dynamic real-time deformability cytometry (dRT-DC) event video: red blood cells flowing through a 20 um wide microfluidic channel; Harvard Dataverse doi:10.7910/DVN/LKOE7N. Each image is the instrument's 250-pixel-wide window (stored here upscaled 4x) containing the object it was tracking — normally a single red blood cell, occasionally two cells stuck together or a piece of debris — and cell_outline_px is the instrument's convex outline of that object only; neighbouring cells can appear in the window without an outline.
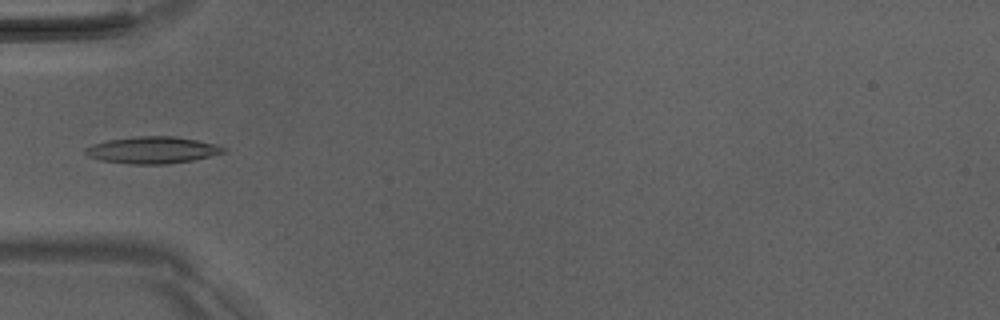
{"species": "Egyptian fruit bat (a non-hibernating species)", "species_latin": "Rousettus aegyptiacus", "temperature_condition": "room temperature", "stored_images_in_passage": 5, "camera_frame_rate_fps": 3000, "um_per_image_px": 0.085, "animal": {"sex": "male"}, "frame": {"image": 1, "passage_image": 4, "time_ms": 3.667, "image_size_px": [1000, 320], "cell_outline_px": [[228, 152], [192, 160], [168, 164], [128, 164], [100, 160], [88, 156], [84, 152], [84, 148], [92, 144], [108, 140], [136, 136], [176, 136], [216, 144], [228, 148]], "centroid_in_image_um": [12.97, 12.75], "position_along_channel_um": 72.0, "area_um2": 21.79}}